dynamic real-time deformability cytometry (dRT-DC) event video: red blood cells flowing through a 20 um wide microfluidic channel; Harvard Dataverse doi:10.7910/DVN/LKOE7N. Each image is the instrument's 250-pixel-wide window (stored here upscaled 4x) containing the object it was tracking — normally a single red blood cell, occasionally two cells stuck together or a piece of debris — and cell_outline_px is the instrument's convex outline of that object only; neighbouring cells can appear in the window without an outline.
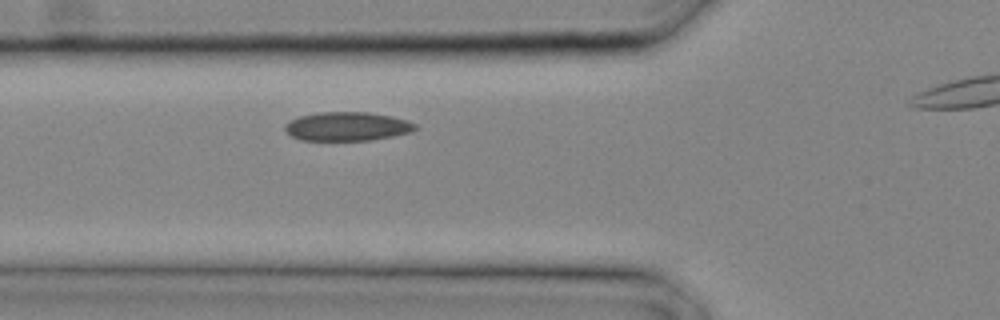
{"species": "common noctule bat (a hibernating species)", "species_latin": "Nyctalus noctula", "temperature_condition": "cold", "stored_images_in_passage": 13, "camera_frame_rate_fps": 3000, "um_per_image_px": 0.085, "animal": {"sex": "male", "body_mass_g": 20.4}, "frame": {"image": 1, "passage_image": 4, "time_ms": 1.0, "image_size_px": [1000, 320], "cell_outline_px": [[416, 128], [412, 132], [372, 140], [300, 140], [292, 136], [284, 128], [284, 124], [288, 120], [300, 116], [320, 112], [368, 112], [392, 116], [408, 120], [416, 124]], "centroid_in_image_um": [29.51, 10.74], "position_along_channel_um": 96.3, "area_um2": 21.96}}
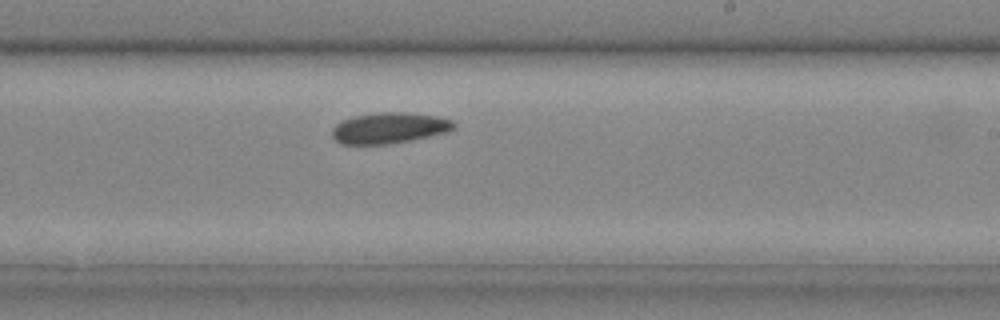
{"frame": {"image": 2, "passage_image": 11, "time_ms": 3.333, "image_size_px": [1000, 320], "cell_outline_px": [[456, 124], [448, 132], [412, 140], [392, 144], [340, 144], [332, 136], [332, 128], [340, 120], [352, 116], [376, 112], [404, 112], [440, 116], [452, 120]], "centroid_in_image_um": [33.07, 10.87], "position_along_channel_um": 255.9, "area_um2": 22.25}}